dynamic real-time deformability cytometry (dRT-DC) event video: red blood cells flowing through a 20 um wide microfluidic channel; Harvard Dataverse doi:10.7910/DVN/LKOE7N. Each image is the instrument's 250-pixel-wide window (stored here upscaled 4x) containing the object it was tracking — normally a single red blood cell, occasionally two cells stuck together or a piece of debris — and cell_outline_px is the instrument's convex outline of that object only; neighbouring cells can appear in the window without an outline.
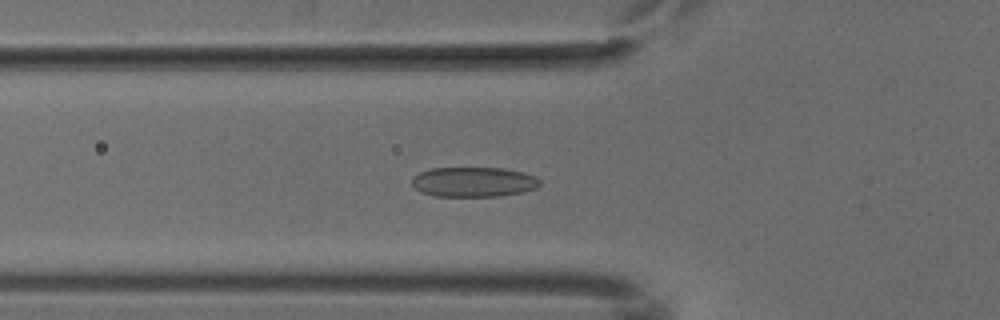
{"species": "common noctule bat (a hibernating species)", "species_latin": "Nyctalus noctula", "temperature_condition": "cold", "stored_images_in_passage": 52, "camera_frame_rate_fps": 3000, "um_per_image_px": 0.085, "animal": {"sex": "male", "body_mass_g": 18.8}, "frame": {"image": 1, "passage_image": 18, "time_ms": 5.667, "image_size_px": [1000, 320], "cell_outline_px": [[540, 184], [536, 188], [524, 192], [500, 196], [436, 196], [420, 192], [412, 184], [412, 176], [420, 172], [432, 168], [504, 168], [524, 172], [536, 176], [540, 180]], "centroid_in_image_um": [40.27, 15.46], "position_along_channel_um": 85.5, "area_um2": 22.43}}
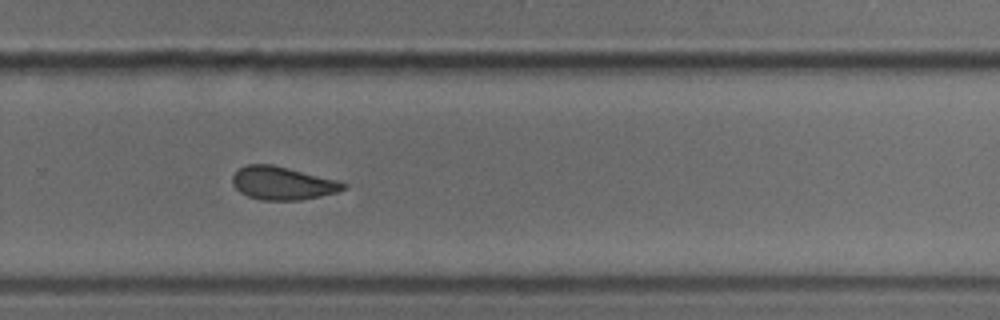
{"frame": {"image": 2, "passage_image": 35, "time_ms": 11.333, "image_size_px": [1000, 320], "cell_outline_px": [[348, 184], [344, 188], [336, 192], [320, 196], [300, 200], [260, 200], [248, 196], [240, 192], [232, 184], [232, 176], [240, 168], [248, 164], [272, 164], [336, 180]], "centroid_in_image_um": [23.98, 15.57], "position_along_channel_um": 305.8, "area_um2": 21.15}}
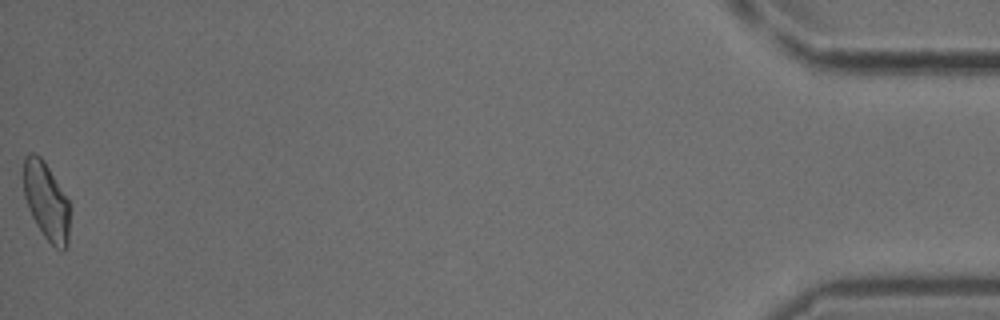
{"frame": {"image": 3, "passage_image": 52, "time_ms": 17.0, "image_size_px": [1000, 320], "cell_outline_px": [[68, 244], [64, 252], [60, 252], [44, 236], [36, 224], [28, 208], [24, 196], [24, 156], [28, 152], [36, 152], [44, 160], [68, 200]], "centroid_in_image_um": [3.92, 17.08], "position_along_channel_um": 431.3, "area_um2": 20.81}}